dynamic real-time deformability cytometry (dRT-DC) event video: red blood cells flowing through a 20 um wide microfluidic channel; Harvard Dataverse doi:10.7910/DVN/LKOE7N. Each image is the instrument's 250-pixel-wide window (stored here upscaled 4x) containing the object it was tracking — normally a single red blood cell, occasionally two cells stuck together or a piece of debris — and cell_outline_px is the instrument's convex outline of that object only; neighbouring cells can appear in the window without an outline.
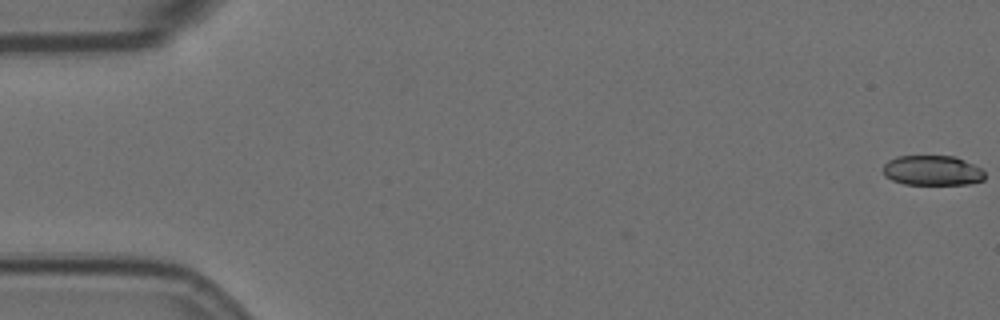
{"species": "Egyptian fruit bat (a non-hibernating species)", "species_latin": "Rousettus aegyptiacus", "temperature_condition": "room temperature", "stored_images_in_passage": 14, "camera_frame_rate_fps": 3000, "um_per_image_px": 0.085, "animal": {"sex": "female"}, "frame": {"image": 1, "passage_image": 1, "time_ms": 0.0, "image_size_px": [1000, 320], "cell_outline_px": [[984, 180], [968, 184], [904, 184], [892, 180], [884, 176], [884, 164], [888, 160], [896, 156], [956, 156], [980, 168], [984, 172]], "centroid_in_image_um": [79.23, 14.49], "position_along_channel_um": 5.8, "area_um2": 17.74}}
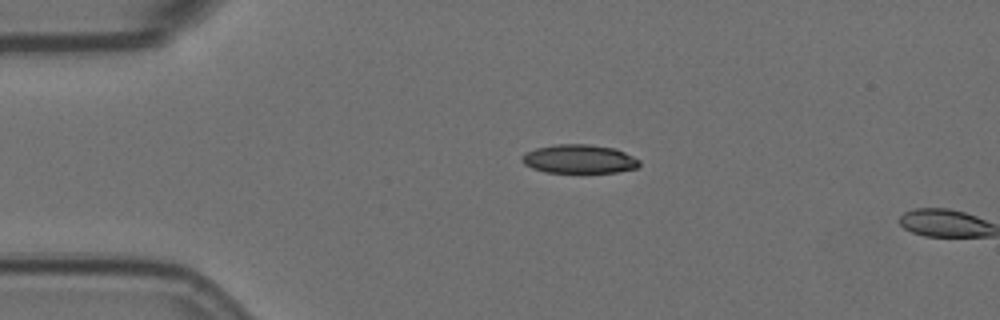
{"frame": {"image": 2, "passage_image": 13, "time_ms": 4.0, "image_size_px": [1000, 320], "cell_outline_px": [[640, 164], [636, 168], [616, 172], [544, 172], [532, 168], [524, 164], [520, 160], [520, 156], [524, 152], [536, 148], [556, 144], [588, 144], [616, 148], [640, 160]], "centroid_in_image_um": [49.19, 13.51], "position_along_channel_um": 35.8, "area_um2": 19.77}}